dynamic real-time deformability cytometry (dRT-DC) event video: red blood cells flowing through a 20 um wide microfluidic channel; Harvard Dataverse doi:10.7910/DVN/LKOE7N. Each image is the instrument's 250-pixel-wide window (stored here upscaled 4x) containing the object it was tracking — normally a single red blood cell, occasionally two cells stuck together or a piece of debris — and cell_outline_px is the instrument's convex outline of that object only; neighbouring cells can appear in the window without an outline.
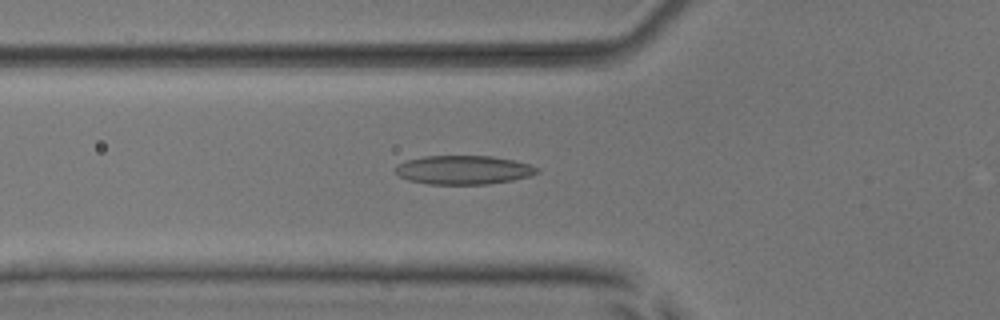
{"species": "common noctule bat (a hibernating species)", "species_latin": "Nyctalus noctula", "temperature_condition": "room temperature", "stored_images_in_passage": 52, "camera_frame_rate_fps": 3000, "um_per_image_px": 0.085, "animal": {"sex": "male", "body_mass_g": 17.9, "forearm_length_mm": 54.2}, "frame": {"image": 1, "passage_image": 18, "time_ms": 5.667, "image_size_px": [1000, 320], "cell_outline_px": [[540, 172], [528, 176], [512, 180], [488, 184], [428, 184], [408, 180], [400, 176], [392, 168], [396, 164], [408, 160], [424, 156], [492, 156], [512, 160], [528, 164], [540, 168]], "centroid_in_image_um": [39.37, 14.44], "position_along_channel_um": 86.4, "area_um2": 23.81}}
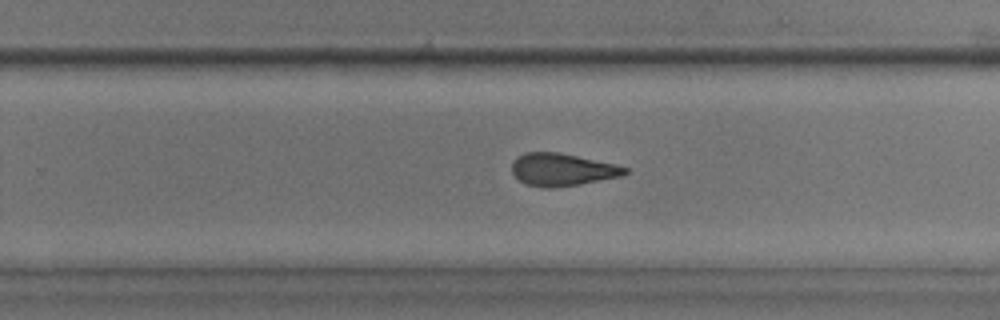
{"frame": {"image": 2, "passage_image": 33, "time_ms": 10.667, "image_size_px": [1000, 320], "cell_outline_px": [[628, 172], [620, 176], [580, 184], [556, 188], [540, 188], [524, 184], [512, 172], [512, 164], [516, 156], [524, 152], [556, 152], [616, 164], [628, 168]], "centroid_in_image_um": [47.74, 14.43], "position_along_channel_um": 282.1, "area_um2": 21.44}}
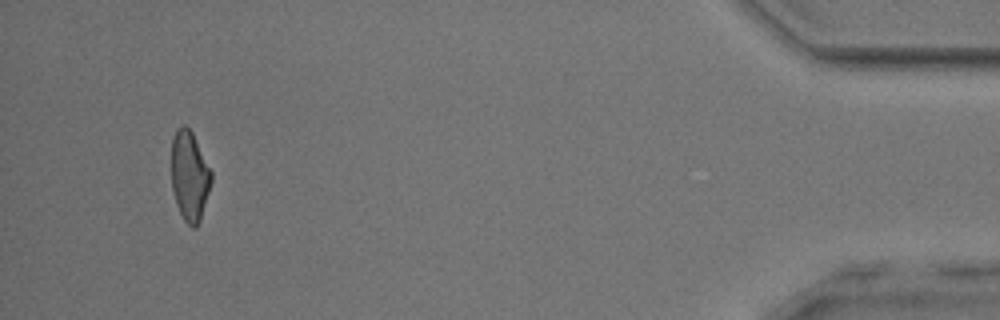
{"frame": {"image": 3, "passage_image": 49, "time_ms": 16.0, "image_size_px": [1000, 320], "cell_outline_px": [[212, 180], [200, 220], [196, 228], [192, 228], [184, 220], [176, 204], [172, 188], [172, 140], [176, 128], [180, 124], [184, 124], [192, 132], [212, 172]], "centroid_in_image_um": [16.11, 14.94], "position_along_channel_um": 419.1, "area_um2": 20.81}, "authors_computed_cell_mechanics": {"area_um2": 22.0796, "velocity_mm_per_s": 3.9154, "shape_relaxation_time_tau1_ms": 6.3336, "shape_relaxation_time_tau2_ms": 2.5892, "deformation_change_tau1": 0.1767, "deformation_change_tau2": 0.1123}}